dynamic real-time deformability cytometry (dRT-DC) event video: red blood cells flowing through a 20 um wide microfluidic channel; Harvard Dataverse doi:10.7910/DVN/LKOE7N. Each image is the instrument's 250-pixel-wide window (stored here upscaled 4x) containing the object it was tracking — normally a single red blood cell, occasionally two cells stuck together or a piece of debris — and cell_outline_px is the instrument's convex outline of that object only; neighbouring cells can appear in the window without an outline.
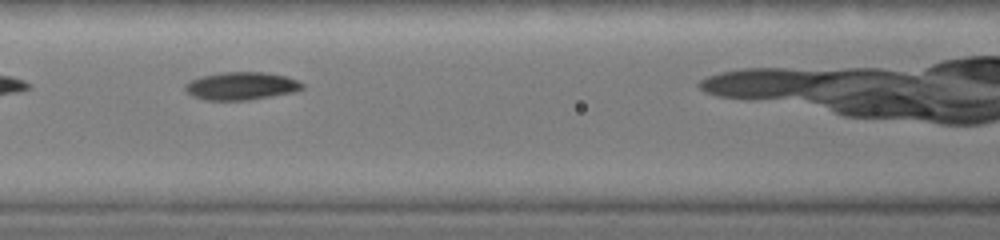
{"species": "common noctule bat (a hibernating species)", "species_latin": "Nyctalus noctula", "temperature_condition": "warm", "stored_images_in_passage": 10, "camera_frame_rate_fps": 3000, "um_per_image_px": 0.085, "animal": {"sex": "female", "body_mass_g": 19.0, "forearm_length_mm": 51.5}, "frame": {"image": 1, "passage_image": 6, "time_ms": 1.333, "image_size_px": [1000, 240], "cell_outline_px": [[304, 88], [296, 92], [248, 100], [204, 100], [192, 96], [184, 88], [184, 84], [192, 80], [204, 76], [224, 72], [264, 72], [284, 76], [296, 80], [304, 84]], "centroid_in_image_um": [20.52, 7.32], "position_along_channel_um": 146.1, "area_um2": 18.9}}
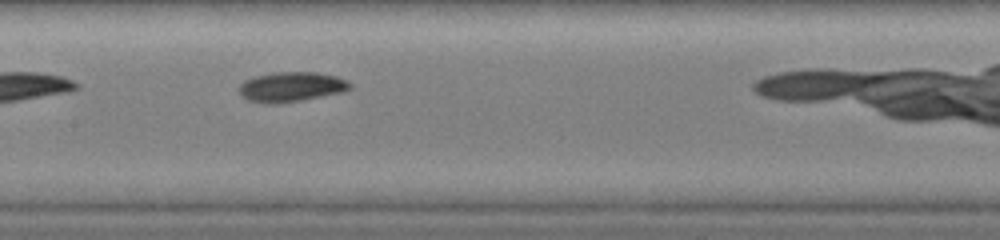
{"frame": {"image": 2, "passage_image": 9, "time_ms": 2.0, "image_size_px": [1000, 240], "cell_outline_px": [[352, 88], [344, 92], [300, 100], [276, 104], [264, 104], [248, 100], [240, 96], [240, 84], [244, 80], [256, 76], [276, 72], [316, 72], [336, 76], [348, 80], [352, 84]], "centroid_in_image_um": [24.77, 7.39], "position_along_channel_um": 182.6, "area_um2": 19.42}}